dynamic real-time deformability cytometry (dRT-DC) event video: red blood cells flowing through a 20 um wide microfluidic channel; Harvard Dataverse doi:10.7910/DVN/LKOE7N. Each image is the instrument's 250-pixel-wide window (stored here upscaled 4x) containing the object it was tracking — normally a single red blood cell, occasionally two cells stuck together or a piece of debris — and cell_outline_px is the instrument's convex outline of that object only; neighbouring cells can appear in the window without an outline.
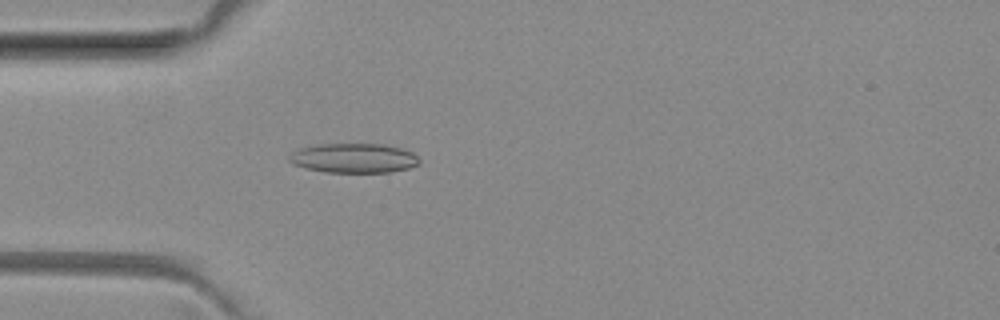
{"species": "common noctule bat (a hibernating species)", "species_latin": "Nyctalus noctula", "temperature_condition": "room temperature", "stored_images_in_passage": 51, "camera_frame_rate_fps": 3000, "um_per_image_px": 0.085, "animal": {"sex": "female", "body_mass_g": 29.2, "forearm_length_mm": 56.3}, "frame": {"image": 1, "passage_image": 15, "time_ms": 4.667, "image_size_px": [1000, 320], "cell_outline_px": [[420, 164], [408, 168], [388, 172], [324, 172], [304, 168], [292, 164], [288, 160], [288, 156], [292, 152], [300, 148], [316, 144], [384, 144], [400, 148], [412, 152], [420, 160]], "centroid_in_image_um": [30.03, 13.44], "position_along_channel_um": 55.0, "area_um2": 22.48}}
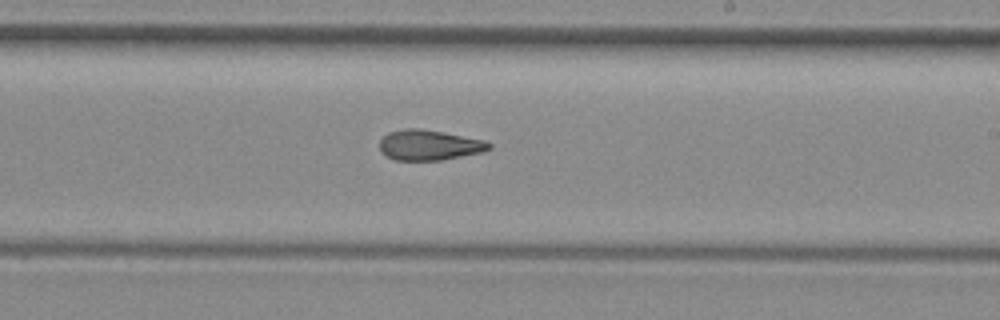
{"frame": {"image": 2, "passage_image": 30, "time_ms": 9.667, "image_size_px": [1000, 320], "cell_outline_px": [[492, 148], [484, 152], [440, 160], [396, 160], [380, 152], [380, 140], [388, 132], [404, 128], [420, 128], [444, 132], [484, 140], [492, 144]], "centroid_in_image_um": [36.49, 12.32], "position_along_channel_um": 252.5, "area_um2": 19.42}}
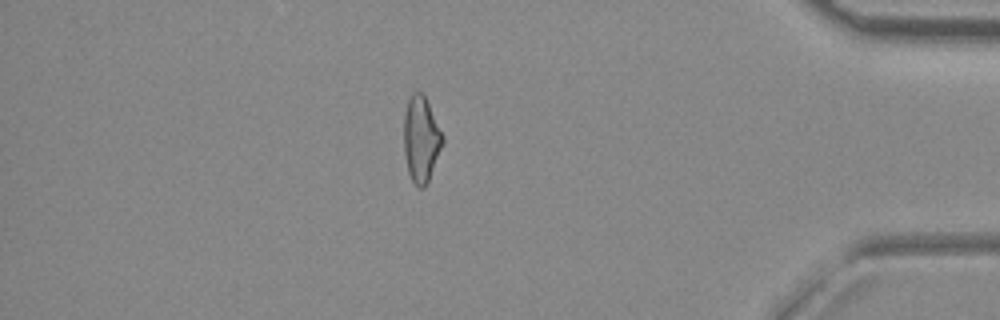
{"frame": {"image": 3, "passage_image": 44, "time_ms": 14.333, "image_size_px": [1000, 320], "cell_outline_px": [[444, 140], [428, 180], [424, 188], [416, 188], [408, 172], [404, 152], [404, 112], [408, 100], [412, 92], [420, 92], [424, 96], [444, 136]], "centroid_in_image_um": [35.77, 11.84], "position_along_channel_um": 399.4, "area_um2": 19.13}, "authors_computed_cell_mechanics": {"area_um2": 19.941, "velocity_mm_per_s": 4.0567, "shape_relaxation_time_tau1_ms": null, "shape_relaxation_time_tau2_ms": 2.0887, "deformation_change_tau1": null, "deformation_change_tau2": 0.0981}}